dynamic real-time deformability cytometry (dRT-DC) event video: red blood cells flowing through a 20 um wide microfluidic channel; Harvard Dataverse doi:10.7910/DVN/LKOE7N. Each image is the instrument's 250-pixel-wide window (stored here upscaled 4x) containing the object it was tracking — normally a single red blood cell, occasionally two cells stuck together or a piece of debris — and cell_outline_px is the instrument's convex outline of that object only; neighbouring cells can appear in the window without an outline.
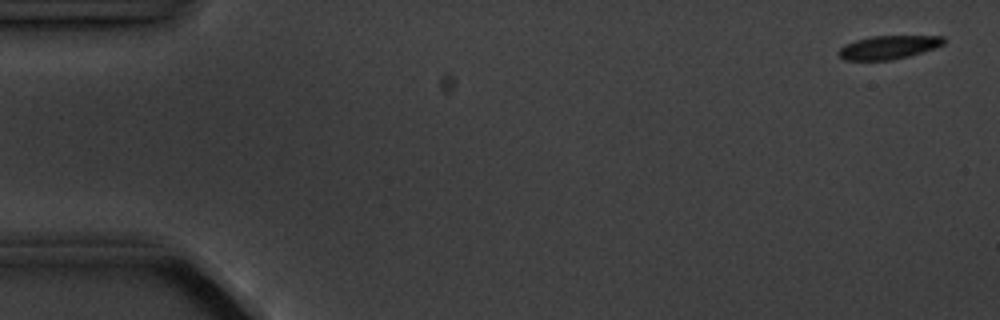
{"species": "common noctule bat (a hibernating species)", "species_latin": "Nyctalus noctula", "temperature_condition": "cold", "stored_images_in_passage": 5, "camera_frame_rate_fps": 3000, "um_per_image_px": 0.085, "animal": {"sex": "male", "body_mass_g": 20.1, "forearm_length_mm": 53.5}, "frame": {"image": 1, "passage_image": 1, "time_ms": 0.0, "image_size_px": [1000, 320], "cell_outline_px": [[944, 44], [908, 56], [892, 60], [844, 60], [836, 52], [844, 44], [856, 40], [872, 36], [944, 36]], "centroid_in_image_um": [75.46, 4.02], "position_along_channel_um": 9.5, "area_um2": 14.22}}